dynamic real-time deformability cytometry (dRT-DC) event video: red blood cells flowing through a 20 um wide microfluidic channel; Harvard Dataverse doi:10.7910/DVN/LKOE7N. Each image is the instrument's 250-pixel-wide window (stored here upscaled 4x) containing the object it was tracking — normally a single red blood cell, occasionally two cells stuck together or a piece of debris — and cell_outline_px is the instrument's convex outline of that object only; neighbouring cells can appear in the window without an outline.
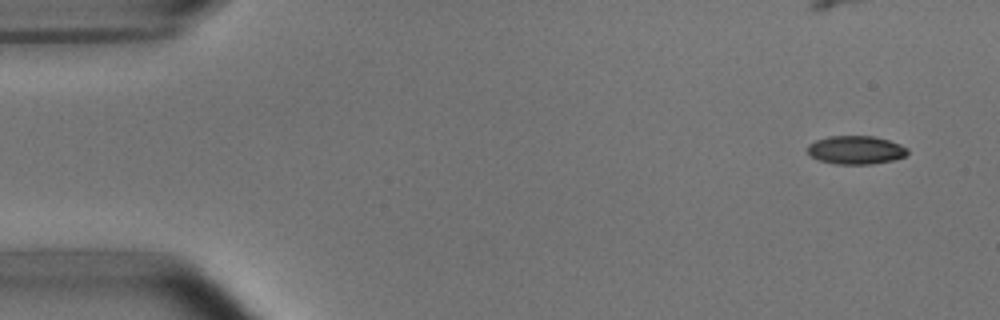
{"species": "common noctule bat (a hibernating species)", "species_latin": "Nyctalus noctula", "temperature_condition": "room temperature", "stored_images_in_passage": 7, "camera_frame_rate_fps": 3000, "um_per_image_px": 0.085, "animal": {"sex": "male", "body_mass_g": 15.6}, "frame": {"image": 1, "passage_image": 1, "time_ms": 0.0, "image_size_px": [1000, 320], "cell_outline_px": [[908, 152], [904, 156], [892, 160], [872, 164], [836, 164], [820, 160], [812, 156], [808, 152], [808, 144], [816, 140], [828, 136], [872, 136], [888, 140], [900, 144], [908, 148]], "centroid_in_image_um": [72.75, 12.74], "position_along_channel_um": 12.3, "area_um2": 16.42}}
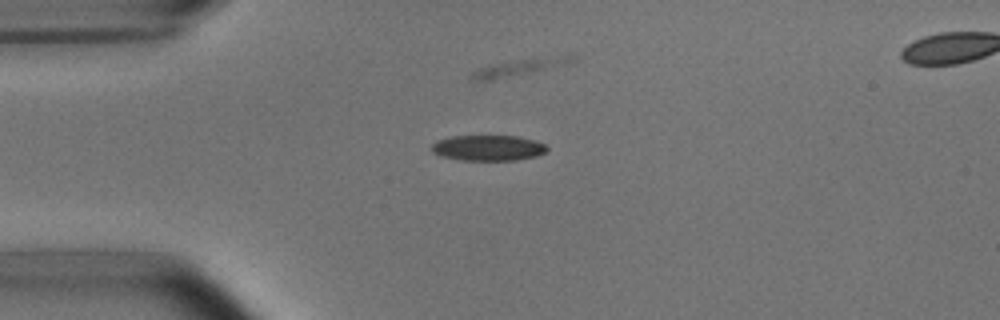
{"frame": {"image": 2, "passage_image": 4, "time_ms": 3.333, "image_size_px": [1000, 320], "cell_outline_px": [[548, 148], [544, 152], [536, 156], [516, 160], [460, 160], [440, 156], [432, 152], [432, 144], [436, 140], [452, 136], [516, 136], [532, 140], [544, 144]], "centroid_in_image_um": [41.44, 12.57], "position_along_channel_um": 43.6, "area_um2": 17.11}}